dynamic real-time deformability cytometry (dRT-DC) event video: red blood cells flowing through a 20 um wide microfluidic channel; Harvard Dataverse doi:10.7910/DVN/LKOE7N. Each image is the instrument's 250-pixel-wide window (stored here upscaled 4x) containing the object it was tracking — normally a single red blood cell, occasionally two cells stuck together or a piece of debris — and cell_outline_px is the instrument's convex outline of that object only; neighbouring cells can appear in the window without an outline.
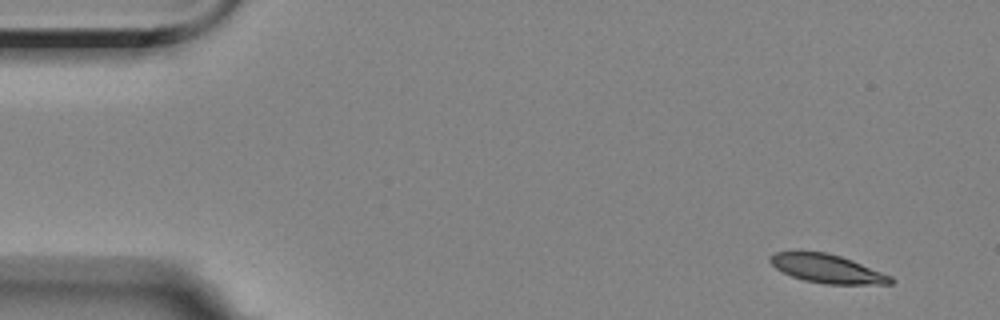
{"species": "Egyptian fruit bat (a non-hibernating species)", "species_latin": "Rousettus aegyptiacus", "temperature_condition": "room temperature", "stored_images_in_passage": 5, "camera_frame_rate_fps": 3000, "um_per_image_px": 0.085, "animal": {"sex": "female"}, "frame": {"image": 1, "passage_image": 1, "time_ms": 0.0, "image_size_px": [1000, 320], "cell_outline_px": [[896, 280], [892, 284], [824, 284], [804, 280], [792, 276], [776, 268], [768, 260], [768, 256], [776, 252], [828, 252], [852, 260], [892, 276]], "centroid_in_image_um": [70.34, 22.84], "position_along_channel_um": 14.7, "area_um2": 20.0}}